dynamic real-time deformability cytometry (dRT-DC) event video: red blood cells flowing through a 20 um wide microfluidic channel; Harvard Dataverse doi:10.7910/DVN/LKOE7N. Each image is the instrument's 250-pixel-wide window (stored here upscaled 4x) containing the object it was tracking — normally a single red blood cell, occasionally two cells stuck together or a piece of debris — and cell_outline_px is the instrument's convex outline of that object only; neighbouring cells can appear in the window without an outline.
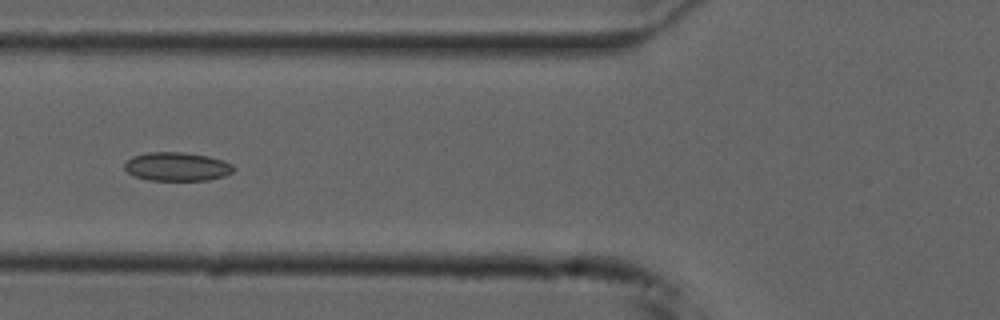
{"species": "common noctule bat (a hibernating species)", "species_latin": "Nyctalus noctula", "temperature_condition": "cold", "stored_images_in_passage": 46, "camera_frame_rate_fps": 3000, "um_per_image_px": 0.085, "animal": {"sex": "male", "forearm_length_mm": 52.5}, "frame": {"image": 1, "passage_image": 14, "time_ms": 4.333, "image_size_px": [1000, 320], "cell_outline_px": [[236, 168], [232, 172], [224, 176], [208, 180], [148, 180], [136, 176], [128, 172], [124, 168], [124, 164], [132, 156], [148, 152], [184, 152], [208, 156], [232, 164]], "centroid_in_image_um": [15.04, 14.16], "position_along_channel_um": 110.8, "area_um2": 18.15}}
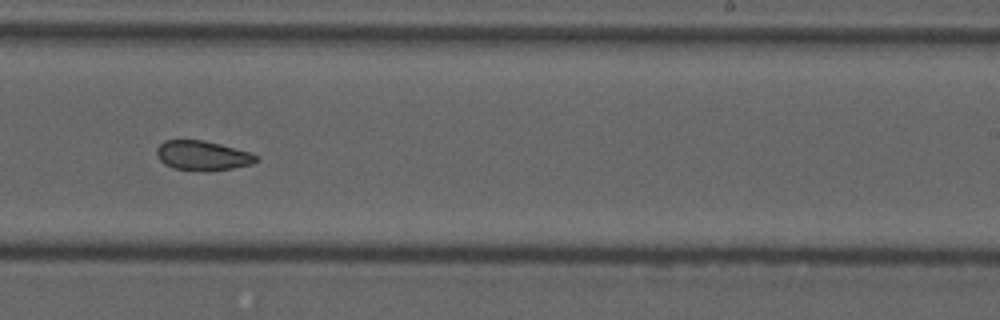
{"frame": {"image": 2, "passage_image": 27, "time_ms": 8.667, "image_size_px": [1000, 320], "cell_outline_px": [[260, 156], [252, 164], [232, 168], [172, 168], [164, 164], [160, 160], [156, 152], [156, 148], [164, 140], [204, 140], [220, 144], [248, 152]], "centroid_in_image_um": [17.19, 13.17], "position_along_channel_um": 271.8, "area_um2": 16.36}}
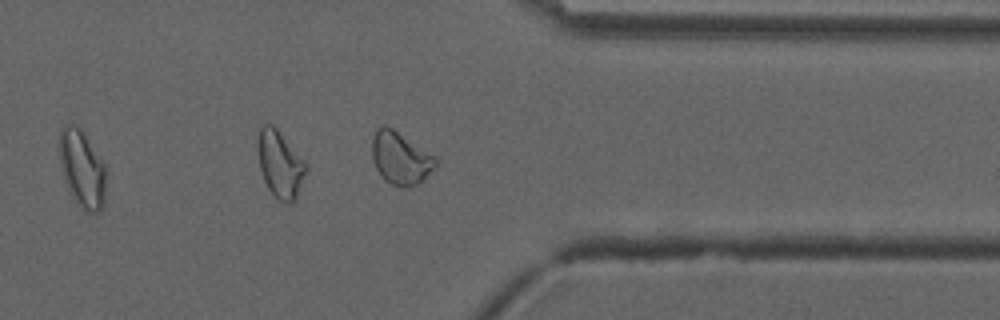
{"frame": {"image": 3, "passage_image": 36, "time_ms": 11.667, "image_size_px": [1000, 320], "cell_outline_px": [[436, 164], [420, 184], [408, 188], [400, 188], [384, 180], [376, 168], [372, 160], [372, 136], [376, 128], [384, 124], [392, 128], [436, 156]], "centroid_in_image_um": [34.02, 13.45], "position_along_channel_um": 377.4, "area_um2": 19.65}, "authors_computed_cell_mechanics": {"area_um2": 18.496, "velocity_mm_per_s": 3.7186, "shape_relaxation_time_tau1_ms": null, "shape_relaxation_time_tau2_ms": 3.1958, "deformation_change_tau1": null, "deformation_change_tau2": 0.0814}}